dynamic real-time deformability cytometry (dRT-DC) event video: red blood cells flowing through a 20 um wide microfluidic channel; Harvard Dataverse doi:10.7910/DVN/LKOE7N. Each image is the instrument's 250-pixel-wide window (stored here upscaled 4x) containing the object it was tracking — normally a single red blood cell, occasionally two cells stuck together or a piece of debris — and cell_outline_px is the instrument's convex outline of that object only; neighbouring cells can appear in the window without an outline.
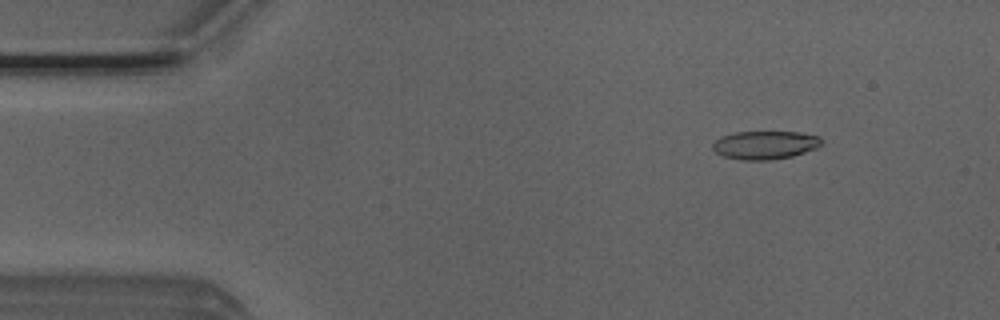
{"species": "Egyptian fruit bat (a non-hibernating species)", "species_latin": "Rousettus aegyptiacus", "temperature_condition": "room temperature", "stored_images_in_passage": 52, "camera_frame_rate_fps": 3000, "um_per_image_px": 0.085, "animal": {"sex": "male"}, "frame": {"image": 1, "passage_image": 6, "time_ms": 1.667, "image_size_px": [1000, 320], "cell_outline_px": [[824, 144], [816, 148], [792, 156], [772, 160], [740, 160], [724, 156], [716, 152], [712, 148], [712, 144], [720, 136], [736, 132], [800, 132], [820, 136], [824, 140]], "centroid_in_image_um": [65.06, 12.32], "position_along_channel_um": 19.9, "area_um2": 18.15}}
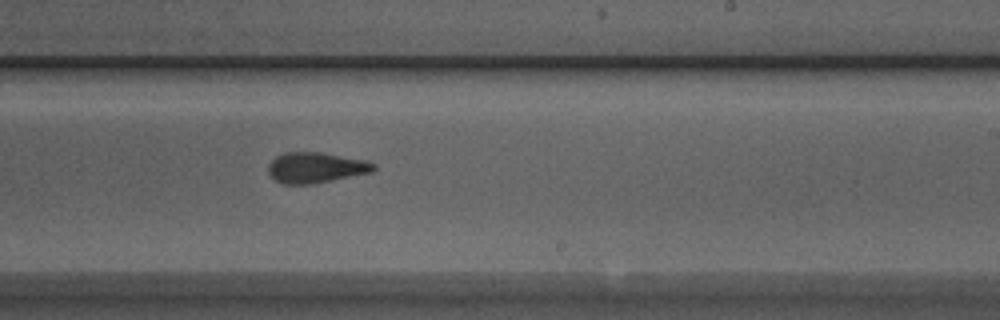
{"frame": {"image": 2, "passage_image": 31, "time_ms": 10.0, "image_size_px": [1000, 320], "cell_outline_px": [[376, 168], [372, 172], [312, 184], [284, 184], [268, 176], [268, 164], [276, 156], [284, 152], [320, 152], [368, 160], [376, 164]], "centroid_in_image_um": [26.84, 14.24], "position_along_channel_um": 262.2, "area_um2": 18.96}}
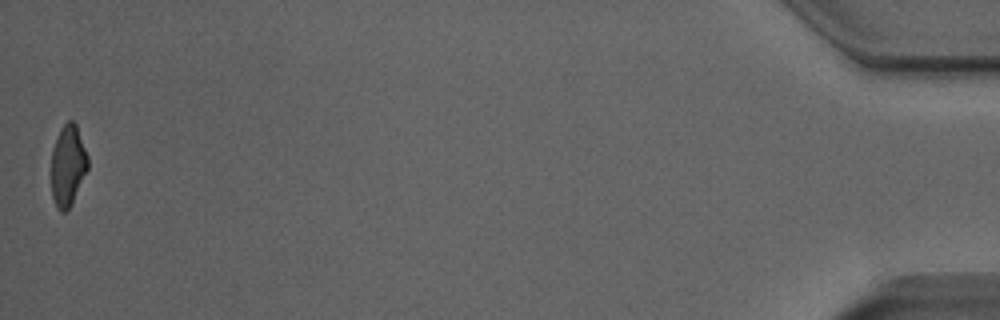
{"frame": {"image": 3, "passage_image": 52, "time_ms": 17.0, "image_size_px": [1000, 320], "cell_outline_px": [[88, 168], [72, 204], [64, 212], [60, 212], [56, 208], [52, 196], [52, 148], [60, 128], [68, 120], [72, 120], [76, 124], [88, 156]], "centroid_in_image_um": [5.77, 14.07], "position_along_channel_um": 429.4, "area_um2": 17.28}, "authors_computed_cell_mechanics": {"area_um2": 18.496, "velocity_mm_per_s": 3.8727, "shape_relaxation_time_tau1_ms": 6.1169, "shape_relaxation_time_tau2_ms": 2.7973, "deformation_change_tau1": 0.2099, "deformation_change_tau2": 0.1074}}